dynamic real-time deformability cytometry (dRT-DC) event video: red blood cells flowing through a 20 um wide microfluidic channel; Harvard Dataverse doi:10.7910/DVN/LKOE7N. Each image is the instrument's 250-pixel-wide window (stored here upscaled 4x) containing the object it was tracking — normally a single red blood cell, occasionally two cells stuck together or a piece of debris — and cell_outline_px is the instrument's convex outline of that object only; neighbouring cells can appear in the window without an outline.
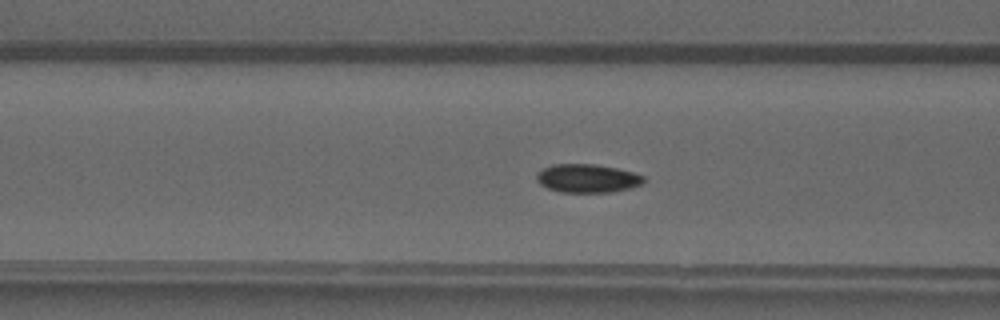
{"species": "common noctule bat (a hibernating species)", "species_latin": "Nyctalus noctula", "temperature_condition": "warm", "stored_images_in_passage": 50, "camera_frame_rate_fps": 3000, "um_per_image_px": 0.085, "animal": {"sex": "male", "forearm_length_mm": 52.5}, "frame": {"image": 1, "passage_image": 20, "time_ms": 6.333, "image_size_px": [1000, 320], "cell_outline_px": [[644, 180], [640, 184], [628, 188], [608, 192], [560, 192], [548, 188], [540, 184], [536, 180], [536, 172], [552, 164], [596, 164], [616, 168], [632, 172], [644, 176]], "centroid_in_image_um": [49.87, 15.15], "position_along_channel_um": 116.7, "area_um2": 17.63}}
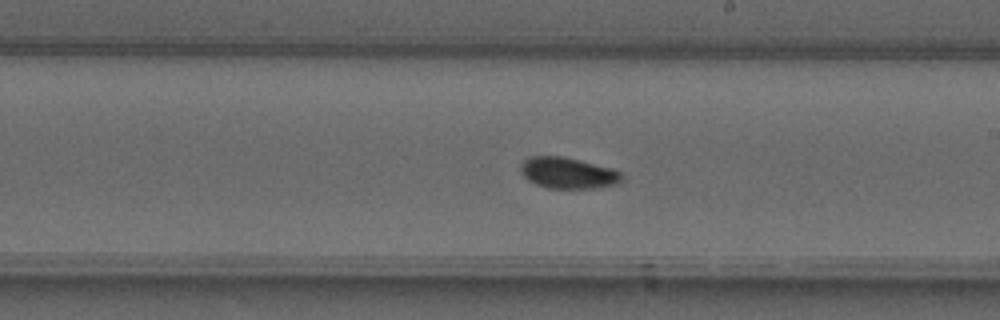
{"frame": {"image": 2, "passage_image": 29, "time_ms": 9.333, "image_size_px": [1000, 320], "cell_outline_px": [[624, 180], [620, 184], [600, 188], [548, 188], [536, 184], [528, 180], [520, 172], [520, 164], [524, 160], [532, 156], [564, 156], [612, 168], [620, 172], [624, 176]], "centroid_in_image_um": [48.32, 14.71], "position_along_channel_um": 240.7, "area_um2": 18.67}}
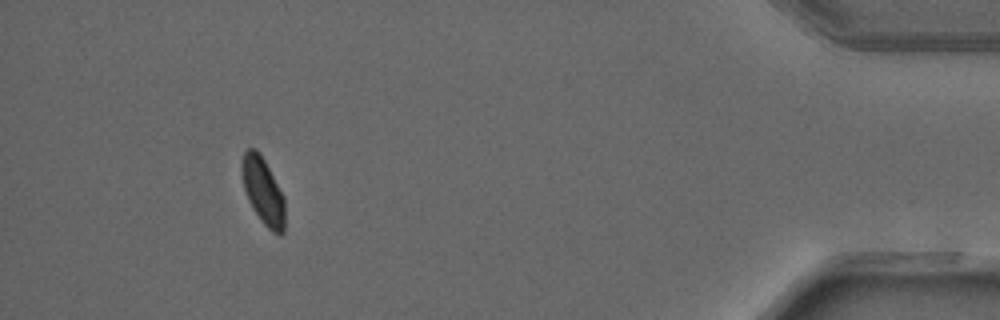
{"frame": {"image": 3, "passage_image": 46, "time_ms": 15.0, "image_size_px": [1000, 320], "cell_outline_px": [[284, 232], [280, 236], [272, 232], [260, 220], [252, 208], [248, 200], [244, 188], [240, 168], [240, 164], [244, 152], [248, 148], [256, 148], [260, 152], [284, 196]], "centroid_in_image_um": [22.34, 16.23], "position_along_channel_um": 412.9, "area_um2": 16.94}, "authors_computed_cell_mechanics": {"area_um2": 17.2244, "velocity_mm_per_s": 4.1468, "shape_relaxation_time_tau1_ms": 7.0461, "shape_relaxation_time_tau2_ms": 1.0798, "deformation_change_tau1": 0.1451, "deformation_change_tau2": 0.028}}